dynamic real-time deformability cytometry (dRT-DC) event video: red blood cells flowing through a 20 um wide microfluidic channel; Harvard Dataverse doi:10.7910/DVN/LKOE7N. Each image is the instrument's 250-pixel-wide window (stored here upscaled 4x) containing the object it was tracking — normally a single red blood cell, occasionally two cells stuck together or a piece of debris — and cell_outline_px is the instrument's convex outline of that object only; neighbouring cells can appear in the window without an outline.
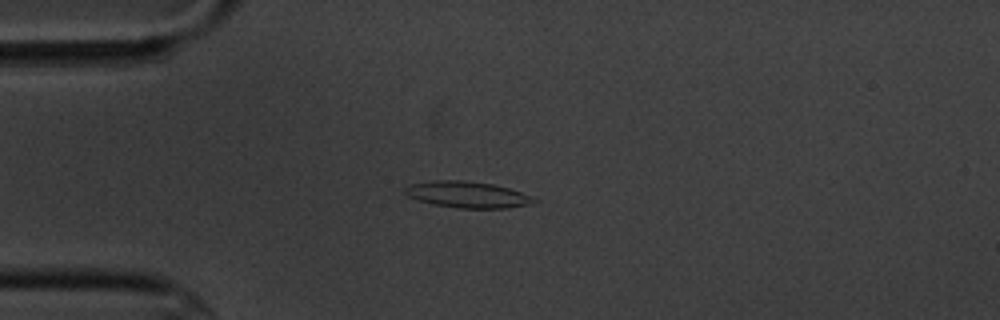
{"species": "common noctule bat (a hibernating species)", "species_latin": "Nyctalus noctula", "temperature_condition": "cold", "stored_images_in_passage": 16, "camera_frame_rate_fps": 3000, "um_per_image_px": 0.085, "animal": {"sex": "male", "body_mass_g": 20.1, "forearm_length_mm": 53.5}, "frame": {"image": 1, "passage_image": 4, "time_ms": 4.333, "image_size_px": [1000, 320], "cell_outline_px": [[540, 200], [528, 204], [508, 208], [460, 208], [432, 204], [408, 196], [404, 192], [404, 188], [408, 184], [436, 180], [464, 180], [492, 184], [508, 188], [520, 192]], "centroid_in_image_um": [39.7, 16.53], "position_along_channel_um": 45.3, "area_um2": 19.65}}
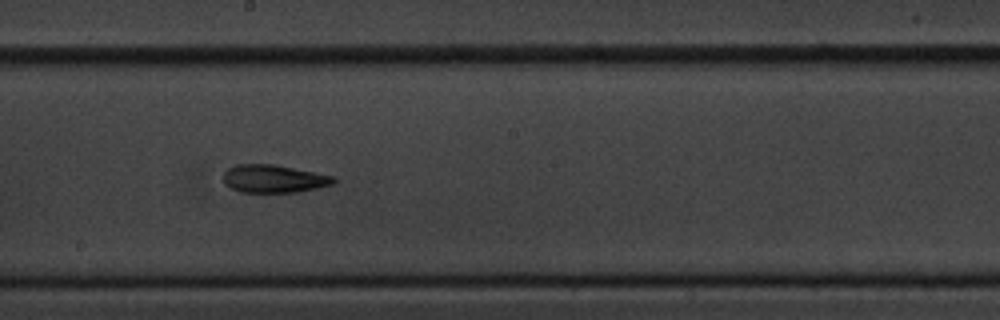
{"frame": {"image": 2, "passage_image": 9, "time_ms": 10.0, "image_size_px": [1000, 320], "cell_outline_px": [[336, 180], [332, 184], [300, 192], [240, 192], [224, 184], [224, 172], [228, 168], [236, 164], [272, 164], [336, 176]], "centroid_in_image_um": [23.27, 15.19], "position_along_channel_um": 224.9, "area_um2": 17.92}}
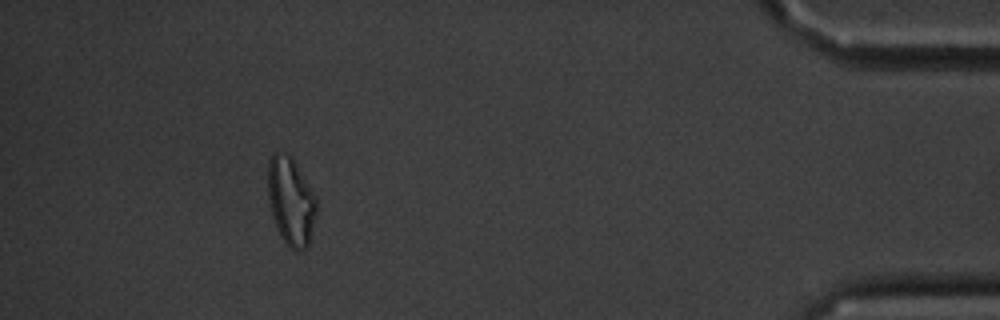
{"frame": {"image": 3, "passage_image": 15, "time_ms": 17.0, "image_size_px": [1000, 320], "cell_outline_px": [[316, 216], [308, 248], [300, 252], [296, 252], [280, 236], [272, 216], [268, 196], [268, 160], [276, 152], [284, 152], [292, 156], [316, 196]], "centroid_in_image_um": [24.74, 17.11], "position_along_channel_um": 410.5, "area_um2": 25.14}, "authors_computed_cell_mechanics": {"area_um2": 18.5538, "velocity_mm_per_s": 3.4761, "shape_relaxation_time_tau1_ms": 9.3982, "shape_relaxation_time_tau2_ms": 7.3448, "deformation_change_tau1": 0.204, "deformation_change_tau2": 0.1621}}